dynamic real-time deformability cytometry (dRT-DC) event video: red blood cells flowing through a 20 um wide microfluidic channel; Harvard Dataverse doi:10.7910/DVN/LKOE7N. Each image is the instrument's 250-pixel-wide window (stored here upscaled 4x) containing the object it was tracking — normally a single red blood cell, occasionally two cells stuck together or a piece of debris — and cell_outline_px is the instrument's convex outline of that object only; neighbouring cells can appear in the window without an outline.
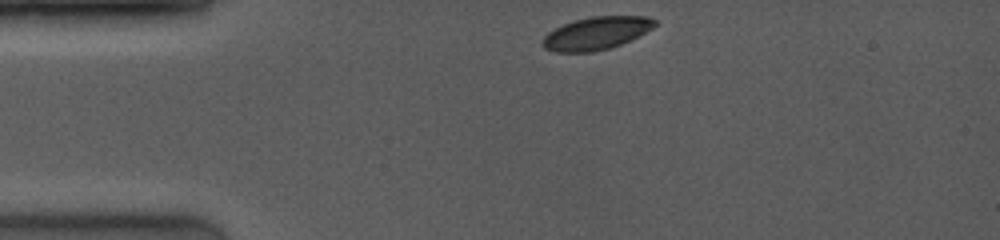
{"species": "common noctule bat (a hibernating species)", "species_latin": "Nyctalus noctula", "temperature_condition": "room temperature", "stored_images_in_passage": 35, "camera_frame_rate_fps": 4000, "um_per_image_px": 0.085, "animal": {"sex": "female", "body_mass_g": 19.0, "forearm_length_mm": 53.3}, "frame": {"image": 1, "passage_image": 1, "time_ms": 0.0, "image_size_px": [1000, 240], "cell_outline_px": [[656, 24], [652, 28], [620, 44], [608, 48], [592, 52], [556, 52], [544, 48], [540, 44], [544, 36], [548, 32], [564, 24], [576, 20], [592, 16], [648, 16], [656, 20]], "centroid_in_image_um": [50.65, 2.82], "position_along_channel_um": 34.4, "area_um2": 21.15}}
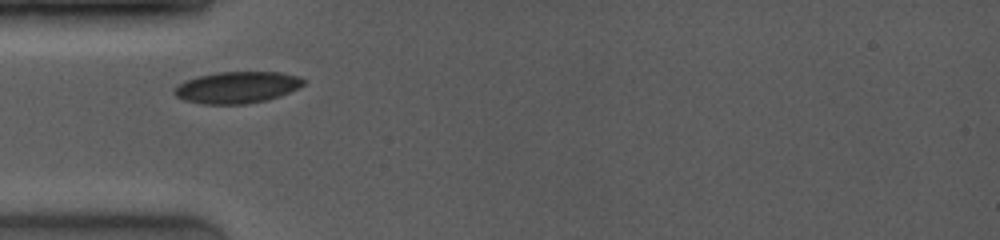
{"frame": {"image": 2, "passage_image": 14, "time_ms": 1.75, "image_size_px": [1000, 240], "cell_outline_px": [[304, 84], [300, 88], [280, 96], [248, 104], [204, 104], [184, 100], [176, 96], [172, 92], [184, 80], [196, 76], [216, 72], [280, 72], [300, 76], [304, 80]], "centroid_in_image_um": [20.16, 7.42], "position_along_channel_um": 64.8, "area_um2": 23.93}}